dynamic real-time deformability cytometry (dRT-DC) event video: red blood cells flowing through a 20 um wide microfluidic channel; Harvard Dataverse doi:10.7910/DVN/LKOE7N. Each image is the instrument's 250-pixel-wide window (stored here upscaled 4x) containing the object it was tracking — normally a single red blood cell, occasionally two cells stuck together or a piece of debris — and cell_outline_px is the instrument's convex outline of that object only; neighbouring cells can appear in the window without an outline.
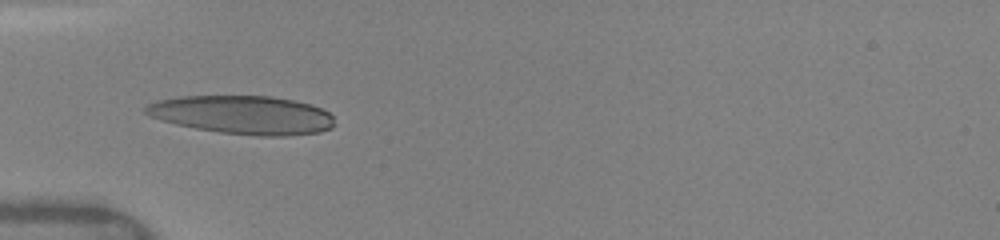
{"species": "human", "species_latin": "Homo sapiens", "temperature_condition": "warm", "stored_images_in_passage": 20, "camera_frame_rate_fps": 3000, "um_per_image_px": 0.085, "donor": {"sex": "female"}, "frame": {"image": 1, "passage_image": 4, "time_ms": 1.667, "image_size_px": [1000, 240], "cell_outline_px": [[332, 128], [320, 132], [288, 136], [256, 136], [220, 132], [196, 128], [176, 124], [148, 116], [144, 112], [144, 108], [148, 104], [156, 100], [180, 96], [272, 96], [296, 100], [312, 104], [328, 112], [332, 116]], "centroid_in_image_um": [20.62, 9.76], "position_along_channel_um": 64.4, "area_um2": 42.54}}
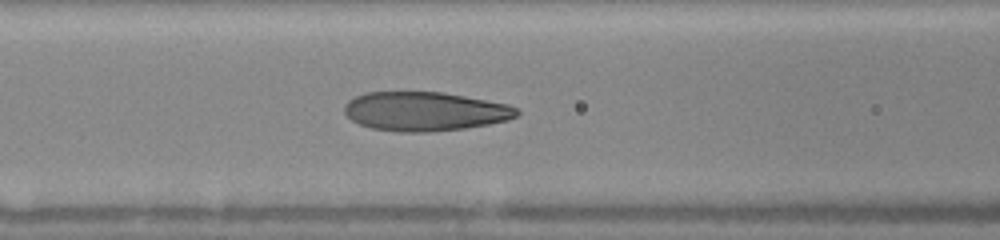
{"frame": {"image": 2, "passage_image": 6, "time_ms": 3.333, "image_size_px": [1000, 240], "cell_outline_px": [[520, 112], [516, 116], [508, 120], [488, 124], [464, 128], [428, 132], [396, 132], [372, 128], [360, 124], [352, 120], [344, 112], [344, 104], [348, 100], [356, 96], [368, 92], [440, 92], [464, 96], [508, 104], [520, 108]], "centroid_in_image_um": [36.12, 9.47], "position_along_channel_um": 130.5, "area_um2": 39.25}}
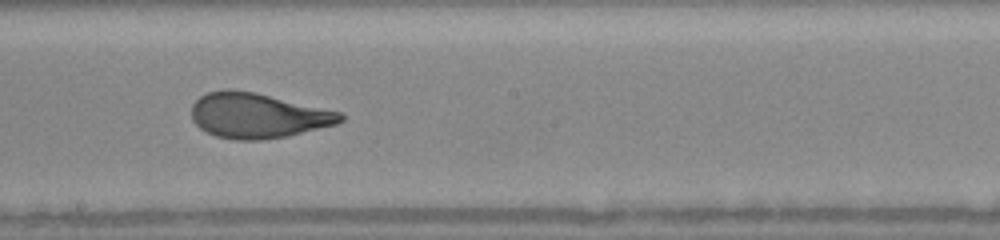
{"frame": {"image": 3, "passage_image": 9, "time_ms": 5.667, "image_size_px": [1000, 240], "cell_outline_px": [[344, 120], [336, 124], [288, 136], [260, 140], [236, 140], [216, 136], [200, 128], [192, 120], [192, 104], [200, 96], [208, 92], [228, 88], [256, 92], [340, 112], [344, 116]], "centroid_in_image_um": [21.89, 9.82], "position_along_channel_um": 226.3, "area_um2": 39.07}, "authors_computed_cell_mechanics": {"area_um2": 39.5641, "velocity_mm_per_s": 4.1053, "shape_relaxation_time_tau1_ms": 4.4231, "shape_relaxation_time_tau2_ms": null, "deformation_change_tau1": 0.1898, "deformation_change_tau2": null}}